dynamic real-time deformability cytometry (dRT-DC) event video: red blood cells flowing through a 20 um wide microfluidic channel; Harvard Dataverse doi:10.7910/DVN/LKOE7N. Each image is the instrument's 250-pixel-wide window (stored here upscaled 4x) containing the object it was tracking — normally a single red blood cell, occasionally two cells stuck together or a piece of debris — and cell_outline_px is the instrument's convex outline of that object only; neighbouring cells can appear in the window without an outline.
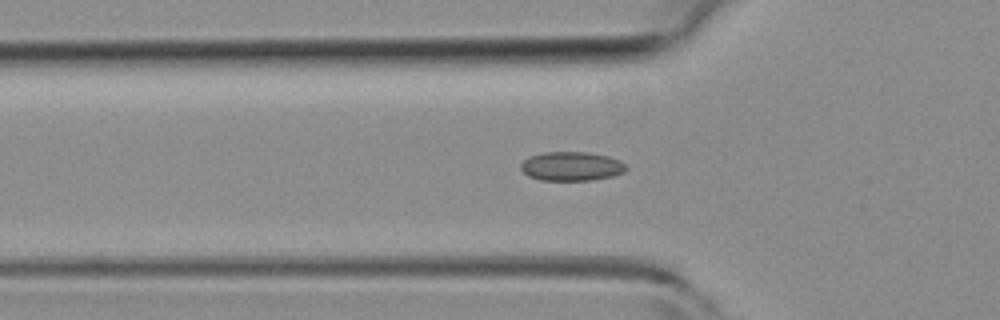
{"species": "common noctule bat (a hibernating species)", "species_latin": "Nyctalus noctula", "temperature_condition": "room temperature", "stored_images_in_passage": 34, "camera_frame_rate_fps": 3000, "um_per_image_px": 0.085, "animal": {"sex": "female", "body_mass_g": 19.3, "forearm_length_mm": 54.1}, "frame": {"image": 1, "passage_image": 2, "time_ms": 0.333, "image_size_px": [1000, 320], "cell_outline_px": [[628, 168], [624, 172], [612, 176], [592, 180], [540, 180], [528, 176], [520, 168], [520, 164], [528, 156], [544, 152], [588, 152], [608, 156], [620, 160]], "centroid_in_image_um": [48.56, 14.13], "position_along_channel_um": 77.2, "area_um2": 17.92}}
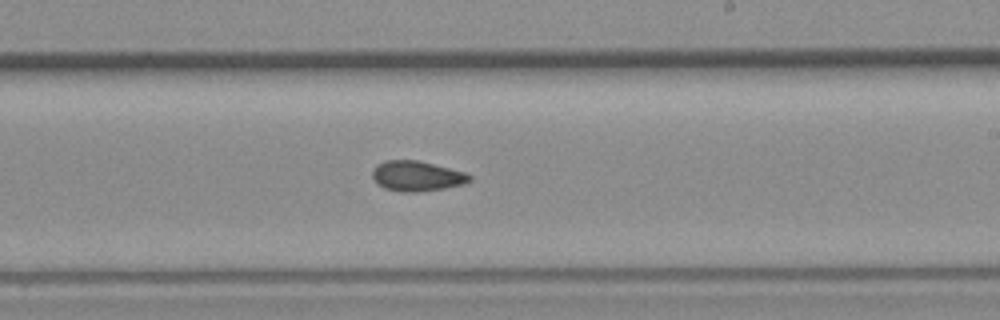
{"frame": {"image": 2, "passage_image": 14, "time_ms": 4.333, "image_size_px": [1000, 320], "cell_outline_px": [[472, 180], [464, 184], [444, 188], [416, 192], [400, 192], [384, 188], [376, 184], [372, 176], [372, 172], [376, 164], [384, 160], [416, 160], [464, 172], [472, 176]], "centroid_in_image_um": [35.39, 14.97], "position_along_channel_um": 253.6, "area_um2": 17.11}}
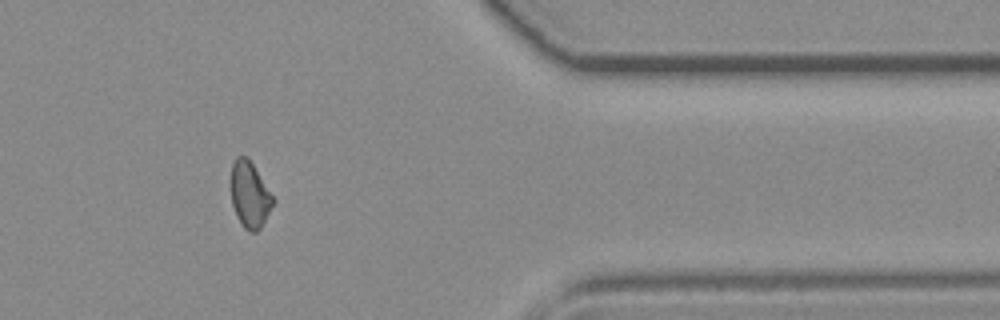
{"frame": {"image": 3, "passage_image": 25, "time_ms": 8.0, "image_size_px": [1000, 320], "cell_outline_px": [[276, 200], [260, 228], [256, 232], [248, 232], [244, 228], [236, 216], [232, 204], [228, 184], [232, 160], [236, 156], [248, 156]], "centroid_in_image_um": [21.18, 16.5], "position_along_channel_um": 390.2, "area_um2": 16.88}, "authors_computed_cell_mechanics": {"area_um2": 16.7331, "velocity_mm_per_s": 4.3964, "shape_relaxation_time_tau1_ms": null, "shape_relaxation_time_tau2_ms": 3.3035, "deformation_change_tau1": null, "deformation_change_tau2": 0.0771}}